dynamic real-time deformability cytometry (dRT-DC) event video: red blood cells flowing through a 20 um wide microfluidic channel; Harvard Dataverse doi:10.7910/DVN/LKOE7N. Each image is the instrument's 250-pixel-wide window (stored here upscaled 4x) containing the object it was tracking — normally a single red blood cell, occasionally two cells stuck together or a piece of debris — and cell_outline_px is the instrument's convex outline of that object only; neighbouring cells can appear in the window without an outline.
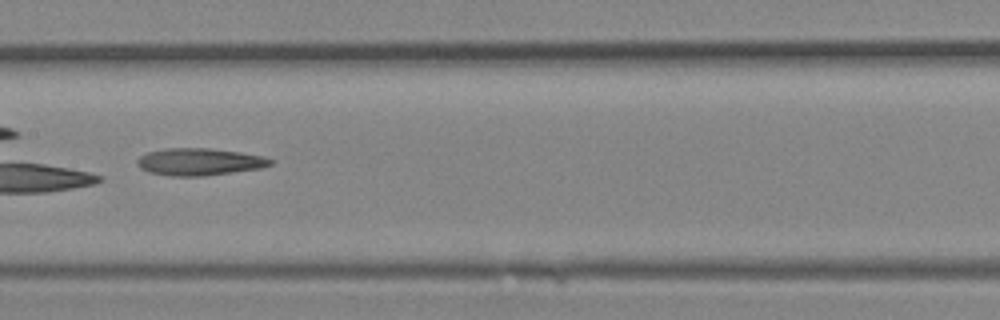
{"species": "Egyptian fruit bat (a non-hibernating species)", "species_latin": "Rousettus aegyptiacus", "temperature_condition": "room temperature", "stored_images_in_passage": 16, "camera_frame_rate_fps": 3000, "um_per_image_px": 0.085, "animal": {"sex": "female"}, "frame": {"image": 1, "passage_image": 10, "time_ms": 3.0, "image_size_px": [1000, 320], "cell_outline_px": [[276, 160], [272, 164], [260, 168], [204, 176], [172, 176], [148, 172], [140, 168], [136, 164], [136, 160], [140, 156], [148, 152], [164, 148], [208, 148], [240, 152], [264, 156]], "centroid_in_image_um": [16.95, 13.75], "position_along_channel_um": 190.5, "area_um2": 21.21}}